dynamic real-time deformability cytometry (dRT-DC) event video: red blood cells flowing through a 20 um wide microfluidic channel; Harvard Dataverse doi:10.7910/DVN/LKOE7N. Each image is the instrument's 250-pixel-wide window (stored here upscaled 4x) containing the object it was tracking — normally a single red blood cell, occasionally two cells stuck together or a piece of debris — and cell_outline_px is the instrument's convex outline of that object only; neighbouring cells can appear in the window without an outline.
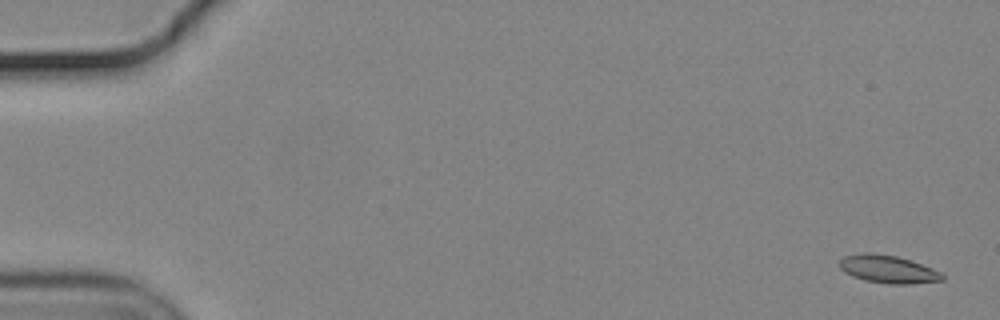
{"species": "common noctule bat (a hibernating species)", "species_latin": "Nyctalus noctula", "temperature_condition": "cold", "stored_images_in_passage": 15, "camera_frame_rate_fps": 3000, "um_per_image_px": 0.085, "animal": {"sex": "male", "body_mass_g": 19.2, "forearm_length_mm": 51.8}, "frame": {"image": 1, "passage_image": 2, "time_ms": 0.333, "image_size_px": [1000, 320], "cell_outline_px": [[944, 280], [912, 284], [888, 284], [864, 280], [852, 276], [844, 272], [840, 268], [840, 260], [844, 256], [864, 252], [868, 252], [896, 256], [932, 268], [940, 272], [944, 276]], "centroid_in_image_um": [75.46, 22.89], "position_along_channel_um": 9.5, "area_um2": 16.59}}
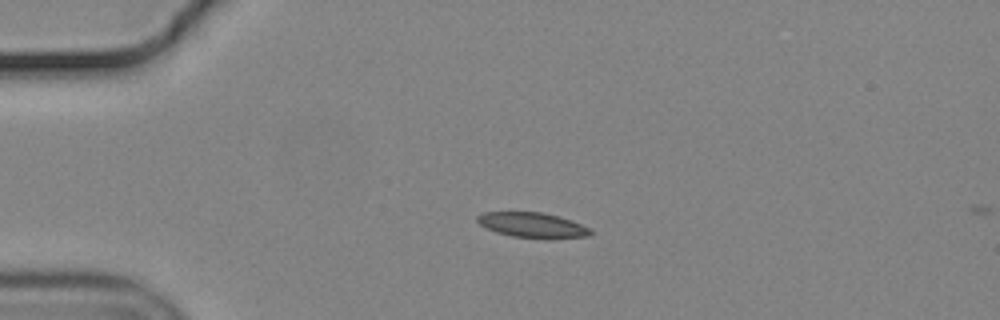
{"frame": {"image": 2, "passage_image": 14, "time_ms": 4.333, "image_size_px": [1000, 320], "cell_outline_px": [[592, 232], [588, 236], [552, 240], [548, 240], [512, 236], [496, 232], [480, 224], [476, 220], [476, 216], [484, 212], [540, 212], [556, 216], [580, 224], [588, 228]], "centroid_in_image_um": [45.25, 19.16], "position_along_channel_um": 39.8, "area_um2": 16.59}}